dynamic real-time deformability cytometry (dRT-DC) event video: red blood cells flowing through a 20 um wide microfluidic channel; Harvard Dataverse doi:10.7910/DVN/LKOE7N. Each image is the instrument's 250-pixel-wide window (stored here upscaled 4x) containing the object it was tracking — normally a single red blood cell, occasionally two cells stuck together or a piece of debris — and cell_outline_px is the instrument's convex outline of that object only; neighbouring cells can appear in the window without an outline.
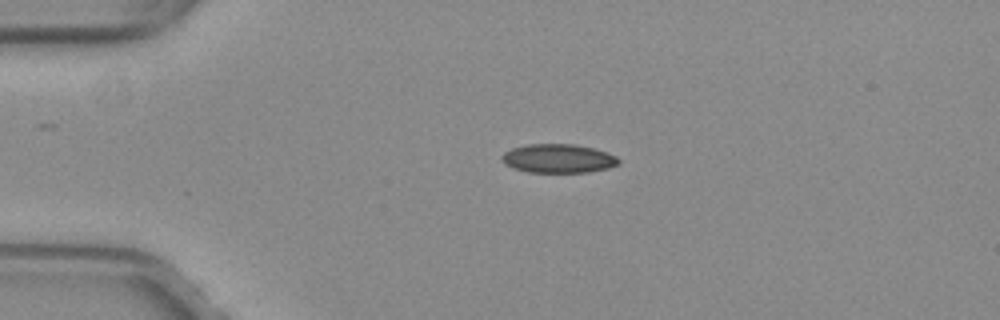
{"species": "common noctule bat (a hibernating species)", "species_latin": "Nyctalus noctula", "temperature_condition": "warm", "stored_images_in_passage": 41, "camera_frame_rate_fps": 3000, "um_per_image_px": 0.085, "animal": {"sex": "female", "body_mass_g": 29.2, "forearm_length_mm": 56.3}, "frame": {"image": 1, "passage_image": 1, "time_ms": 0.0, "image_size_px": [1000, 320], "cell_outline_px": [[620, 164], [608, 168], [588, 172], [528, 172], [512, 168], [504, 164], [500, 160], [500, 156], [504, 152], [512, 148], [524, 144], [576, 144], [608, 152], [616, 156], [620, 160]], "centroid_in_image_um": [47.42, 13.47], "position_along_channel_um": 37.6, "area_um2": 19.88}}
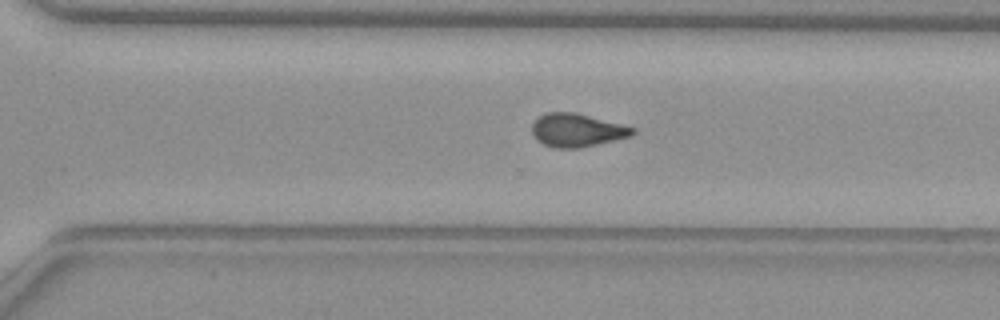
{"frame": {"image": 2, "passage_image": 25, "time_ms": 8.0, "image_size_px": [1000, 320], "cell_outline_px": [[636, 132], [632, 136], [580, 148], [552, 148], [536, 140], [532, 132], [532, 124], [540, 116], [548, 112], [572, 112], [636, 128]], "centroid_in_image_um": [49.03, 11.08], "position_along_channel_um": 321.6, "area_um2": 19.31}}
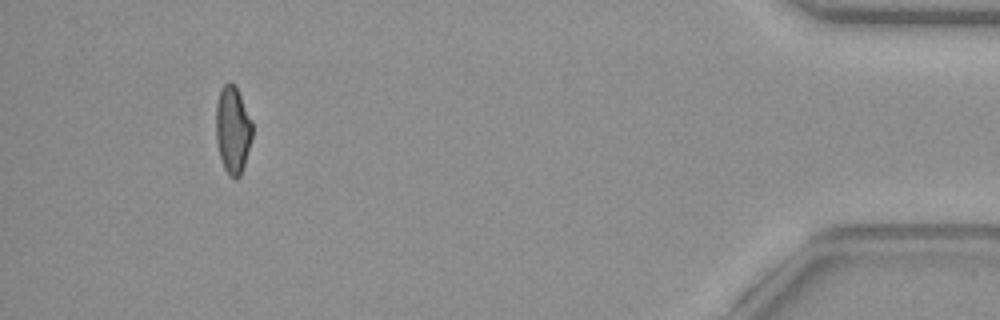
{"frame": {"image": 3, "passage_image": 37, "time_ms": 12.0, "image_size_px": [1000, 320], "cell_outline_px": [[252, 136], [244, 164], [240, 176], [236, 180], [228, 176], [224, 168], [220, 156], [216, 140], [216, 104], [220, 88], [228, 80], [236, 84], [252, 120]], "centroid_in_image_um": [19.78, 10.99], "position_along_channel_um": 415.4, "area_um2": 18.79}, "authors_computed_cell_mechanics": {"area_um2": 19.7098, "velocity_mm_per_s": 4.0453, "shape_relaxation_time_tau1_ms": null, "shape_relaxation_time_tau2_ms": 2.2496, "deformation_change_tau1": null, "deformation_change_tau2": 0.0765}}